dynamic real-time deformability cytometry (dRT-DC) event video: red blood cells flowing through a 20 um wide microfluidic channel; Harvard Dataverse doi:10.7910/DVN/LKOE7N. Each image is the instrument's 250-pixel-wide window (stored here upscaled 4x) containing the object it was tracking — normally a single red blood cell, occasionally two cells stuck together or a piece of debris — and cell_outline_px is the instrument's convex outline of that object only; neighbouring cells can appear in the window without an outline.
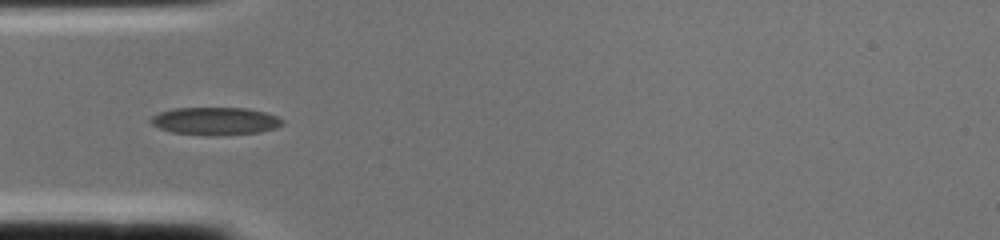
{"species": "common noctule bat (a hibernating species)", "species_latin": "Nyctalus noctula", "temperature_condition": "cold", "stored_images_in_passage": 2, "camera_frame_rate_fps": 3000, "um_per_image_px": 0.085, "animal": {"sex": "female", "body_mass_g": 22.0, "forearm_length_mm": 56.7}, "frame": {"image": 1, "passage_image": 2, "time_ms": 0.333, "image_size_px": [1000, 240], "cell_outline_px": [[284, 124], [276, 128], [260, 132], [208, 136], [172, 132], [160, 128], [152, 124], [148, 120], [152, 116], [160, 112], [176, 108], [244, 108], [264, 112], [276, 116], [284, 120]], "centroid_in_image_um": [18.3, 10.3], "position_along_channel_um": 66.7, "area_um2": 21.21}}